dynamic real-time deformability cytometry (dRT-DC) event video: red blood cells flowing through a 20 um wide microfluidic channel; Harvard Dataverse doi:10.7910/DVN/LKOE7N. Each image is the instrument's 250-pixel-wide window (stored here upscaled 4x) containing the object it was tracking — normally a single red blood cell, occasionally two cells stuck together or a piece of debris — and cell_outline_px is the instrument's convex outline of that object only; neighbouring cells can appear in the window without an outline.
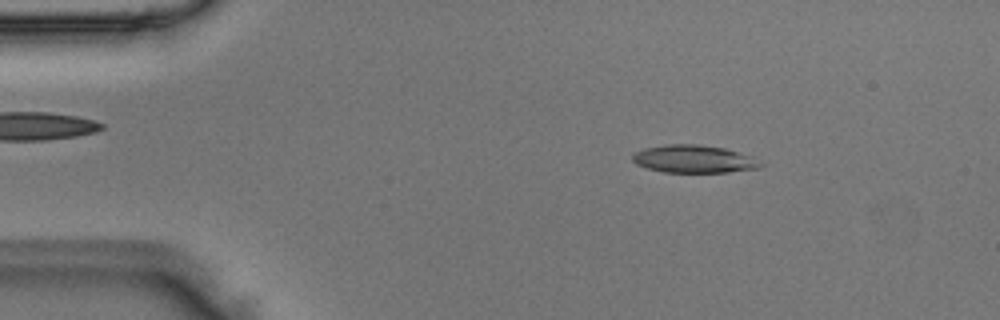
{"species": "Egyptian fruit bat (a non-hibernating species)", "species_latin": "Rousettus aegyptiacus", "temperature_condition": "room temperature", "stored_images_in_passage": 49, "camera_frame_rate_fps": 3000, "um_per_image_px": 0.085, "animal": {"sex": "male"}, "frame": {"image": 1, "passage_image": 7, "time_ms": 2.0, "image_size_px": [1000, 320], "cell_outline_px": [[764, 164], [760, 168], [728, 172], [664, 172], [648, 168], [636, 164], [632, 160], [632, 156], [636, 152], [644, 148], [664, 144], [696, 144], [724, 148], [752, 156]], "centroid_in_image_um": [58.99, 13.51], "position_along_channel_um": 26.0, "area_um2": 20.69}}
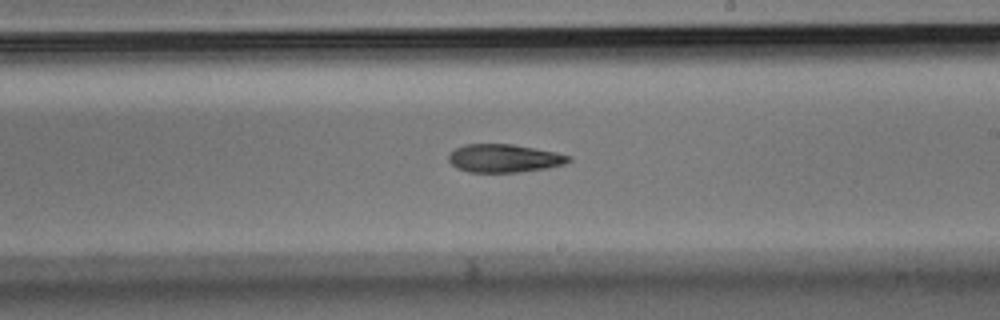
{"frame": {"image": 2, "passage_image": 28, "time_ms": 9.0, "image_size_px": [1000, 320], "cell_outline_px": [[572, 160], [564, 164], [544, 168], [520, 172], [468, 172], [456, 168], [448, 160], [448, 156], [456, 148], [464, 144], [512, 144], [556, 152], [572, 156]], "centroid_in_image_um": [42.85, 13.45], "position_along_channel_um": 246.2, "area_um2": 19.65}}
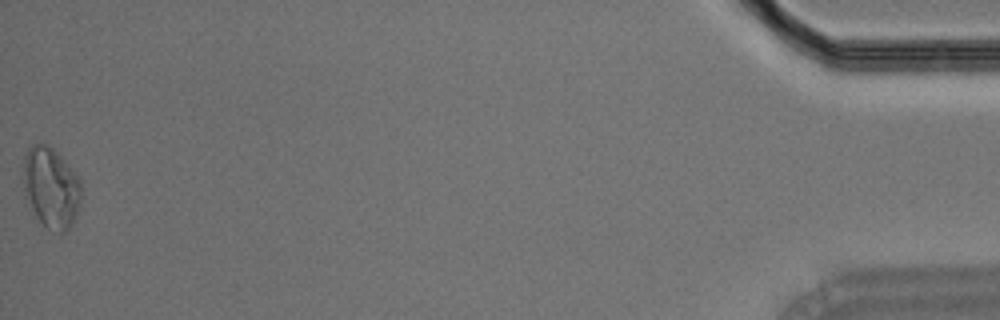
{"frame": {"image": 3, "passage_image": 49, "time_ms": 16.0, "image_size_px": [1000, 320], "cell_outline_px": [[80, 204], [72, 224], [64, 232], [60, 232], [48, 228], [36, 216], [24, 196], [24, 156], [28, 148], [32, 144], [40, 140], [48, 144], [64, 160], [80, 180]], "centroid_in_image_um": [4.31, 15.9], "position_along_channel_um": 430.9, "area_um2": 27.05}}